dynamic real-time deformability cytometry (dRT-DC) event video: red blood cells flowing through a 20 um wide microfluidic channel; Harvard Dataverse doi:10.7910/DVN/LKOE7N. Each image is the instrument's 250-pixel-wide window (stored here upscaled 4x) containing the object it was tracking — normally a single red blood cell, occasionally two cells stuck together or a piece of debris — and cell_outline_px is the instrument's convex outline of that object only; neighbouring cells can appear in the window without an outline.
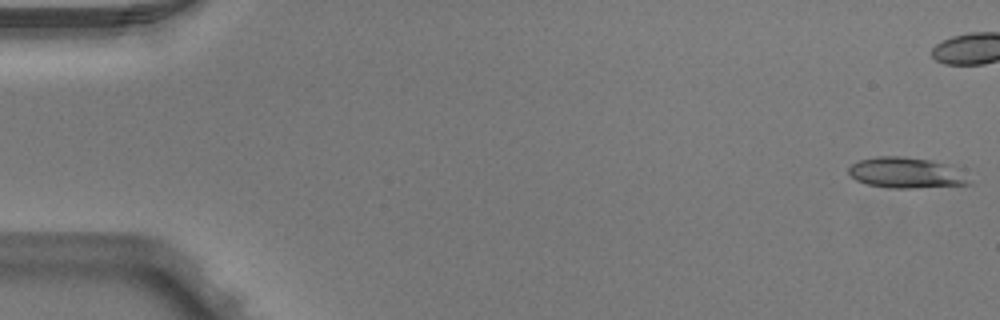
{"species": "Egyptian fruit bat (a non-hibernating species)", "species_latin": "Rousettus aegyptiacus", "temperature_condition": "warm", "stored_images_in_passage": 5, "camera_frame_rate_fps": 3000, "um_per_image_px": 0.085, "animal": {"sex": "male"}, "frame": {"image": 1, "passage_image": 1, "time_ms": 0.0, "image_size_px": [1000, 320], "cell_outline_px": [[972, 184], [908, 188], [888, 188], [868, 184], [856, 180], [848, 172], [848, 168], [852, 164], [860, 160], [876, 156], [900, 156], [932, 160], [944, 164]], "centroid_in_image_um": [76.86, 14.68], "position_along_channel_um": 8.1, "area_um2": 20.75}}